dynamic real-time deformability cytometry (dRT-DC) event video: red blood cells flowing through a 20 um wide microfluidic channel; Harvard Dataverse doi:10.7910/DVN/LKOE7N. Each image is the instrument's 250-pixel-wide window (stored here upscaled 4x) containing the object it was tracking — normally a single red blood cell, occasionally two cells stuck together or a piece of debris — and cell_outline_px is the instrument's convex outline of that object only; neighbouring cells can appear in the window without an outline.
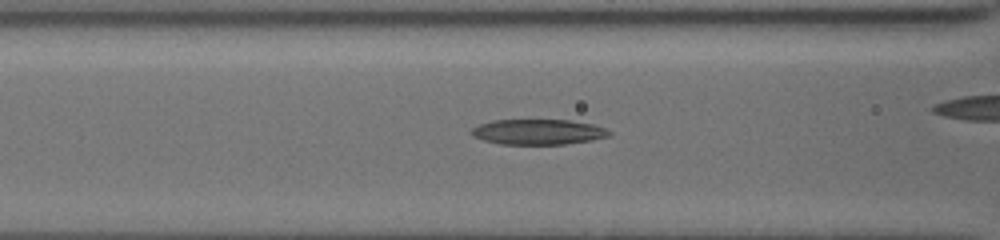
{"species": "common noctule bat (a hibernating species)", "species_latin": "Nyctalus noctula", "temperature_condition": "cold", "stored_images_in_passage": 48, "segment_of_instrument_passage": [1, 2], "camera_frame_rate_fps": 3000, "um_per_image_px": 0.085, "animal": {"sex": "female", "body_mass_g": 19.5, "forearm_length_mm": 54.1}, "frame": {"image": 1, "passage_image": 16, "time_ms": 7.667, "image_size_px": [1000, 240], "cell_outline_px": [[612, 132], [608, 136], [592, 140], [564, 144], [500, 144], [484, 140], [472, 136], [472, 128], [480, 124], [492, 120], [568, 120], [592, 124], [604, 128]], "centroid_in_image_um": [45.73, 11.21], "position_along_channel_um": 120.9, "area_um2": 20.17}}
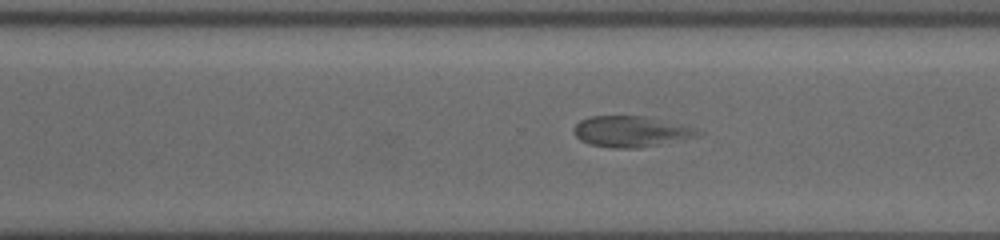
{"frame": {"image": 2, "passage_image": 30, "time_ms": 13.0, "image_size_px": [1000, 240], "cell_outline_px": [[704, 132], [692, 136], [660, 144], [640, 148], [612, 148], [592, 144], [580, 140], [576, 136], [576, 124], [580, 120], [588, 116], [644, 116], [692, 128]], "centroid_in_image_um": [53.55, 11.18], "position_along_channel_um": 317.1, "area_um2": 21.56}}
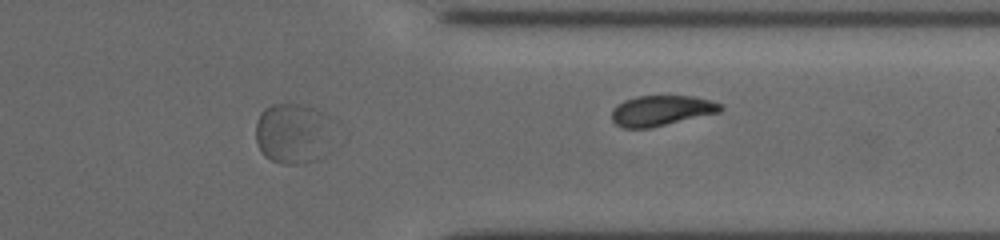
{"frame": {"image": 3, "passage_image": 38, "time_ms": 15.0, "image_size_px": [1000, 240], "cell_outline_px": [[316, 156], [312, 160], [304, 164], [284, 164], [272, 160], [264, 156], [256, 140], [256, 124], [260, 112], [264, 108], [272, 104], [308, 104], [316, 108]], "centroid_in_image_um": [24.45, 11.31], "position_along_channel_um": 386.9, "area_um2": 23.47}}